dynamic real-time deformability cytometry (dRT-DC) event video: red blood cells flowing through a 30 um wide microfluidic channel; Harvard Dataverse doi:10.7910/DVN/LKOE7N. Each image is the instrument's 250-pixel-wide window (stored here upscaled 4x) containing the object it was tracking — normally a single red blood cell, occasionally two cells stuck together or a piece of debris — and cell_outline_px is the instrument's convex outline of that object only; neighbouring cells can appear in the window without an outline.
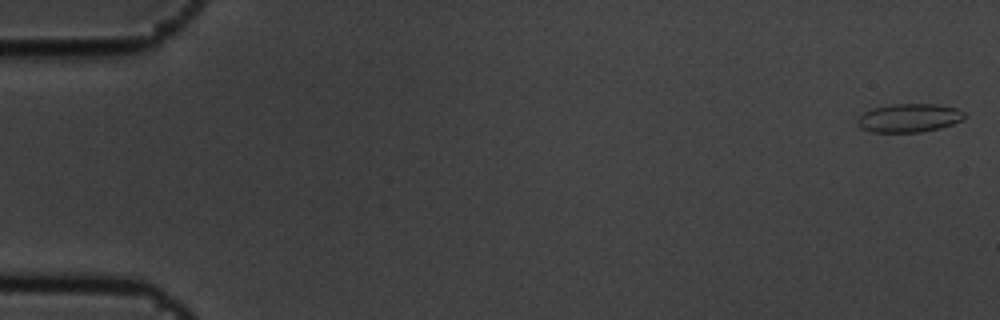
{"species": "common noctule bat (a hibernating species)", "species_latin": "Nyctalus noctula", "temperature_condition": "cold", "stored_images_in_passage": 5, "camera_frame_rate_fps": 3000, "um_per_image_px": 0.085, "animal": {"sex": "male", "body_mass_g": 19.5, "forearm_length_mm": 54.6}, "frame": {"image": 1, "passage_image": 1, "time_ms": 0.0, "image_size_px": [1000, 320], "cell_outline_px": [[964, 116], [960, 120], [952, 124], [940, 128], [920, 132], [872, 132], [860, 128], [856, 124], [856, 120], [864, 112], [872, 108], [892, 104], [936, 104], [956, 108], [964, 112]], "centroid_in_image_um": [77.22, 10.02], "position_along_channel_um": 7.8, "area_um2": 17.74}}
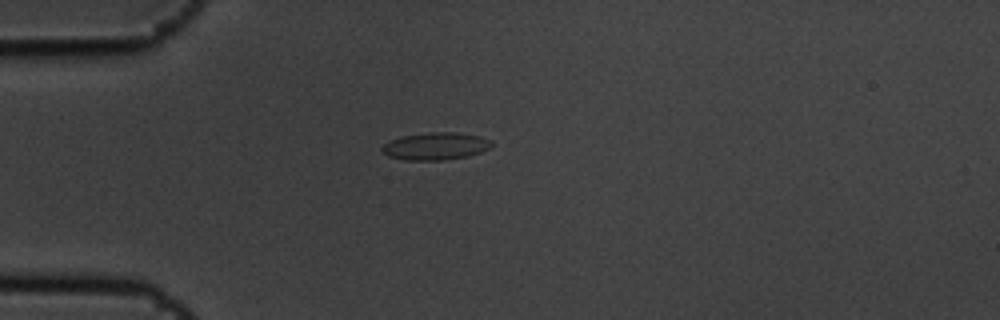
{"frame": {"image": 2, "passage_image": 5, "time_ms": 1.333, "image_size_px": [1000, 320], "cell_outline_px": [[492, 144], [488, 148], [480, 152], [468, 156], [444, 160], [404, 160], [388, 156], [380, 148], [384, 144], [400, 136], [432, 132], [456, 132], [480, 136], [488, 140]], "centroid_in_image_um": [36.99, 12.42], "position_along_channel_um": 48.0, "area_um2": 17.34}}